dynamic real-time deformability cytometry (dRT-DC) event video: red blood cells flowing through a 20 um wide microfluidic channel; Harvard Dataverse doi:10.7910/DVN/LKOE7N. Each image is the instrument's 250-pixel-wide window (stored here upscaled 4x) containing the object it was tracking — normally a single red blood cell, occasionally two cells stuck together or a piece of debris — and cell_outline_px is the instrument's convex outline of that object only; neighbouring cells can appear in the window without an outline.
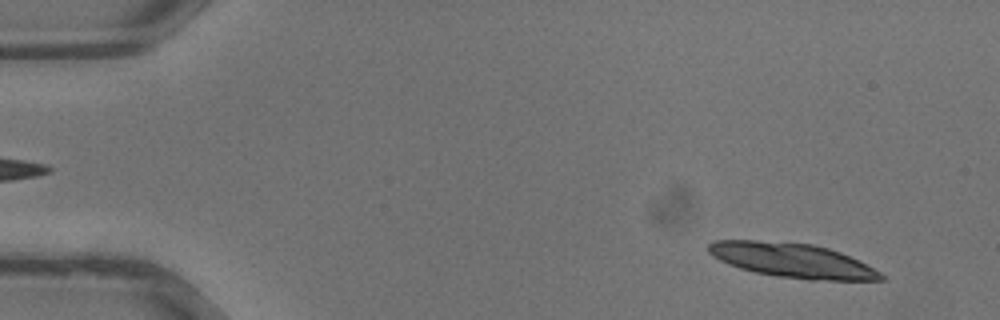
{"species": "common noctule bat (a hibernating species)", "species_latin": "Nyctalus noctula", "temperature_condition": "warm", "stored_images_in_passage": 10, "camera_frame_rate_fps": 3000, "um_per_image_px": 0.085, "animal": {"sex": "male", "body_mass_g": 13.3}, "frame": {"image": 1, "passage_image": 2, "time_ms": 0.333, "image_size_px": [1000, 320], "cell_outline_px": [[884, 280], [808, 280], [776, 276], [756, 272], [740, 268], [728, 264], [712, 256], [708, 252], [708, 244], [712, 240], [756, 240], [812, 244], [828, 248], [840, 252], [880, 272], [884, 276]], "centroid_in_image_um": [67.29, 22.13], "position_along_channel_um": 17.7, "area_um2": 34.33}}